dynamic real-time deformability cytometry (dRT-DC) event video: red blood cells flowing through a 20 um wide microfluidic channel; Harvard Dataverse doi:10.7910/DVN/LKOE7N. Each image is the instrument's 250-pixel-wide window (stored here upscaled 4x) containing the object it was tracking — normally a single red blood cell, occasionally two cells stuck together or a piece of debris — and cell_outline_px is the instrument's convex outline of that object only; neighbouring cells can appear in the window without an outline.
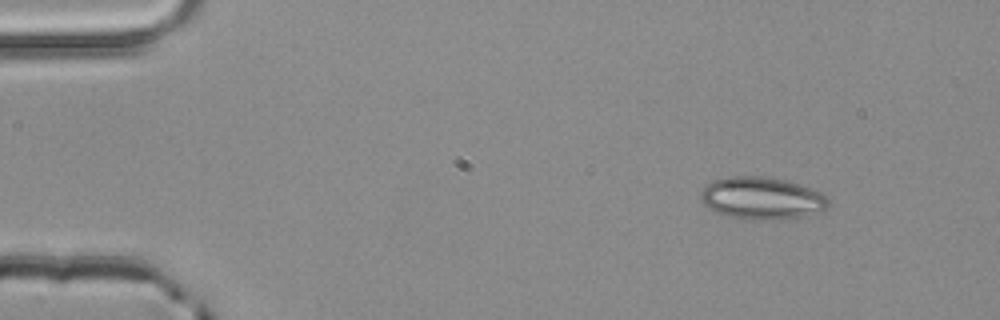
{"species": "common noctule bat (a hibernating species)", "species_latin": "Nyctalus noctula", "temperature_condition": "room temperature", "stored_images_in_passage": 2, "camera_frame_rate_fps": 3000, "um_per_image_px": 0.085, "animal": {"sex": "male", "body_mass_g": 20.4}, "frame": {"image": 1, "passage_image": 1, "time_ms": 0.0, "image_size_px": [1000, 320], "cell_outline_px": [[828, 204], [824, 208], [808, 216], [784, 220], [748, 220], [728, 216], [716, 212], [708, 208], [700, 200], [700, 192], [712, 180], [732, 176], [760, 176], [784, 180], [800, 184], [820, 192], [828, 200]], "centroid_in_image_um": [64.72, 16.87], "position_along_channel_um": 20.3, "area_um2": 31.62}}